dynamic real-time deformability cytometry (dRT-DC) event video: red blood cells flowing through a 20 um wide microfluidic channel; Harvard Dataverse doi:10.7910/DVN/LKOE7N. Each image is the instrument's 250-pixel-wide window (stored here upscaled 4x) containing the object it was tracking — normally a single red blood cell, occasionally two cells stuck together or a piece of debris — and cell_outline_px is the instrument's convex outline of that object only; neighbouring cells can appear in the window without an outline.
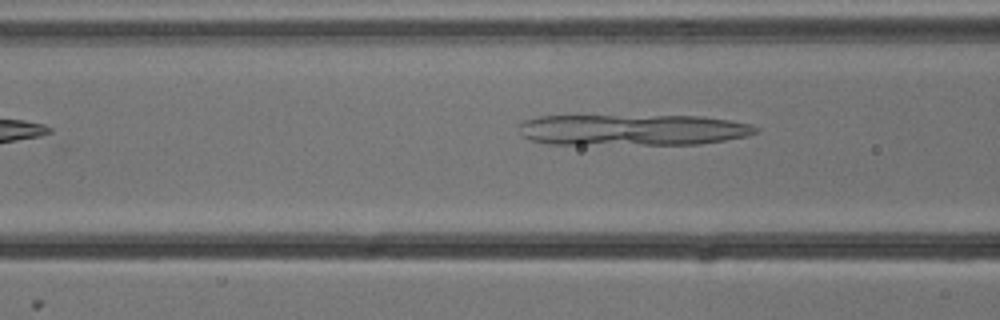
{"species": "common noctule bat (a hibernating species)", "species_latin": "Nyctalus noctula", "temperature_condition": "cold", "stored_images_in_passage": 4, "camera_frame_rate_fps": 3000, "um_per_image_px": 0.085, "animal": {"sex": "male", "body_mass_g": 13.3}, "frame": {"image": 1, "passage_image": 4, "time_ms": 1.0, "image_size_px": [1000, 320], "cell_outline_px": [[760, 132], [748, 136], [700, 144], [548, 144], [532, 140], [524, 136], [520, 132], [520, 124], [524, 120], [540, 116], [700, 116], [728, 120], [748, 124], [760, 128]], "centroid_in_image_um": [53.8, 11.04], "position_along_channel_um": 112.8, "area_um2": 42.89}}